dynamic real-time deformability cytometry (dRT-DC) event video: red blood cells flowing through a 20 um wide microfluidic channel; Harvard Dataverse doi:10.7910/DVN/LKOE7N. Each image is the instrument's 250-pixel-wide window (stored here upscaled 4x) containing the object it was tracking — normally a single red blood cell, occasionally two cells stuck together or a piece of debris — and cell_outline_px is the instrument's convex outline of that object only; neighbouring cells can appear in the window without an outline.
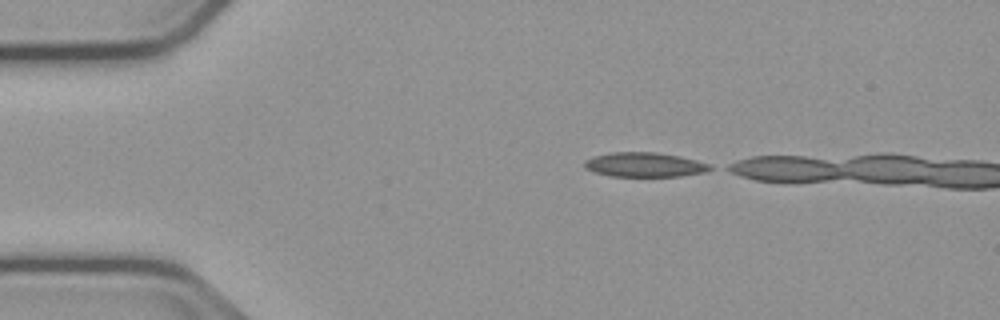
{"species": "common noctule bat (a hibernating species)", "species_latin": "Nyctalus noctula", "temperature_condition": "cold", "stored_images_in_passage": 6, "camera_frame_rate_fps": 3000, "um_per_image_px": 0.085, "animal": {"sex": "male", "body_mass_g": 23.1, "forearm_length_mm": 52.7}, "frame": {"image": 1, "passage_image": 1, "time_ms": 0.0, "image_size_px": [1000, 320], "cell_outline_px": [[712, 168], [704, 172], [680, 176], [612, 176], [596, 172], [584, 168], [584, 160], [592, 156], [608, 152], [656, 152], [680, 156], [712, 164]], "centroid_in_image_um": [54.77, 13.99], "position_along_channel_um": 30.2, "area_um2": 17.98}}